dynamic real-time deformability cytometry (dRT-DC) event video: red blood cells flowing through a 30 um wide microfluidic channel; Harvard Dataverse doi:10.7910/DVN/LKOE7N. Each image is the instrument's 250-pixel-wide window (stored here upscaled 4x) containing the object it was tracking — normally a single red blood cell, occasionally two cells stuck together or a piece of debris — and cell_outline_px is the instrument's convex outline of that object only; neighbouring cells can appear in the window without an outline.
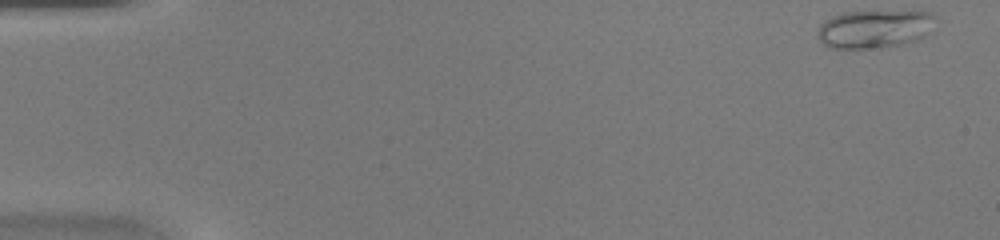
{"species": "common noctule bat (a hibernating species)", "species_latin": "Nyctalus noctula", "temperature_condition": "warm", "stored_images_in_passage": 45, "camera_frame_rate_fps": 3000, "um_per_image_px": 0.085, "animal": {"sex": "female", "body_mass_g": 20.0, "forearm_length_mm": 54.0}, "frame": {"image": 1, "passage_image": 1, "time_ms": 0.0, "image_size_px": [1000, 240], "cell_outline_px": [[936, 16], [924, 36], [920, 40], [904, 44], [884, 48], [828, 48], [816, 36], [816, 32], [820, 24], [824, 20], [832, 16], [844, 12], [928, 12]], "centroid_in_image_um": [74.26, 2.49], "position_along_channel_um": 10.7, "area_um2": 26.13}}
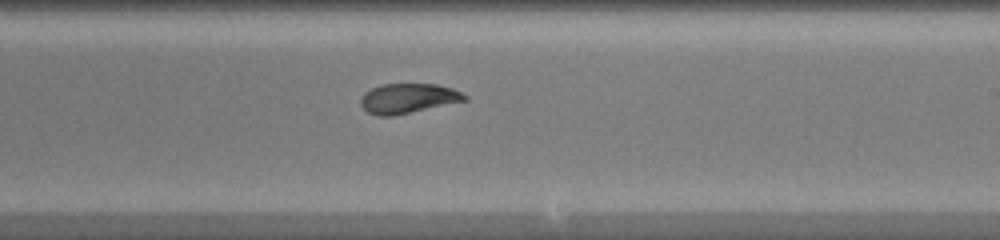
{"frame": {"image": 2, "passage_image": 27, "time_ms": 8.667, "image_size_px": [1000, 240], "cell_outline_px": [[468, 100], [392, 116], [376, 116], [368, 112], [360, 104], [360, 100], [364, 92], [380, 84], [436, 84], [452, 88], [468, 96]], "centroid_in_image_um": [34.67, 8.36], "position_along_channel_um": 254.3, "area_um2": 18.03}}
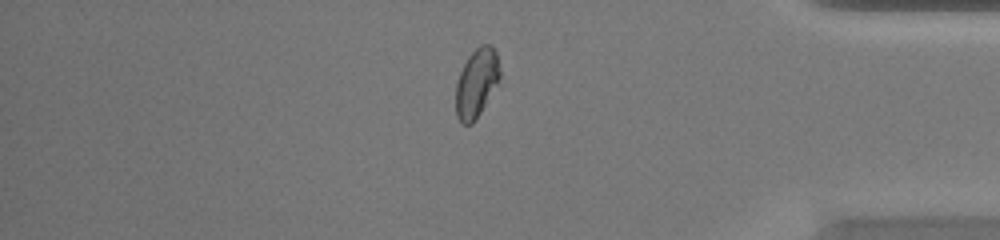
{"frame": {"image": 3, "passage_image": 38, "time_ms": 12.333, "image_size_px": [1000, 240], "cell_outline_px": [[504, 84], [476, 120], [472, 124], [464, 124], [456, 116], [456, 84], [460, 72], [468, 56], [480, 44], [488, 44], [496, 52]], "centroid_in_image_um": [40.6, 7.1], "position_along_channel_um": 394.6, "area_um2": 18.73}}